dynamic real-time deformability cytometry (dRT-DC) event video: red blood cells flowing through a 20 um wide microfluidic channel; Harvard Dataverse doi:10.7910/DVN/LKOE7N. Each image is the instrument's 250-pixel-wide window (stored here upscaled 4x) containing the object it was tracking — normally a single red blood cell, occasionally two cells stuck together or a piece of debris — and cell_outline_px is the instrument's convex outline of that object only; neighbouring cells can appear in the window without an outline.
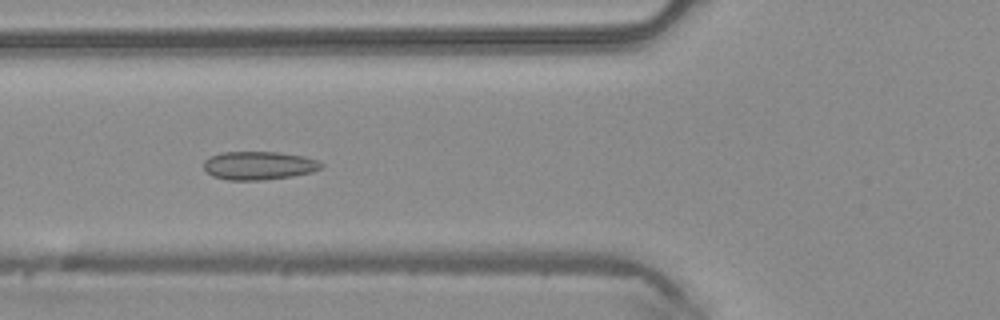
{"species": "common noctule bat (a hibernating species)", "species_latin": "Nyctalus noctula", "temperature_condition": "warm", "stored_images_in_passage": 47, "camera_frame_rate_fps": 3000, "um_per_image_px": 0.085, "animal": {"sex": "male", "body_mass_g": 20.4}, "frame": {"image": 1, "passage_image": 17, "time_ms": 5.333, "image_size_px": [1000, 320], "cell_outline_px": [[324, 168], [312, 172], [292, 176], [264, 180], [228, 180], [212, 176], [204, 168], [204, 160], [220, 152], [280, 152], [304, 156], [316, 160], [324, 164]], "centroid_in_image_um": [22.03, 14.07], "position_along_channel_um": 103.8, "area_um2": 19.54}}
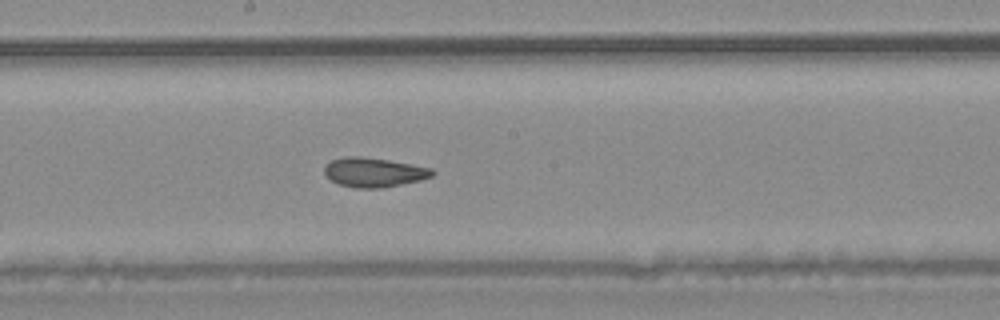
{"frame": {"image": 2, "passage_image": 25, "time_ms": 8.0, "image_size_px": [1000, 320], "cell_outline_px": [[436, 172], [432, 176], [420, 180], [380, 188], [356, 188], [340, 184], [332, 180], [324, 172], [324, 168], [332, 160], [344, 156], [360, 156], [388, 160], [412, 164], [432, 168]], "centroid_in_image_um": [31.81, 14.64], "position_along_channel_um": 216.4, "area_um2": 18.26}}
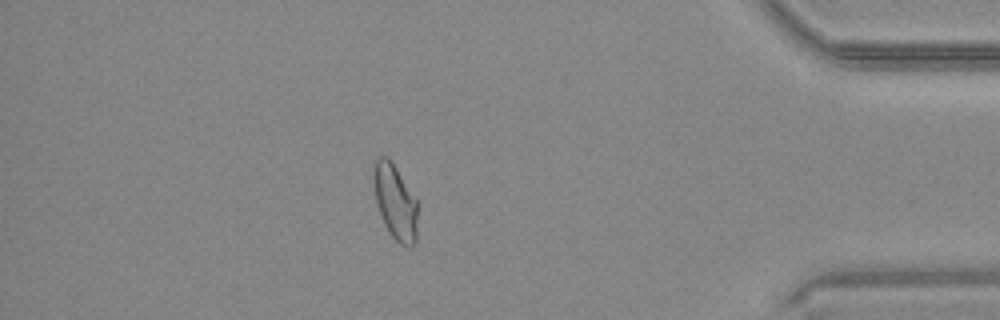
{"frame": {"image": 3, "passage_image": 41, "time_ms": 13.333, "image_size_px": [1000, 320], "cell_outline_px": [[416, 240], [408, 248], [400, 244], [388, 232], [384, 224], [376, 200], [372, 176], [372, 160], [376, 156], [384, 156], [396, 168], [416, 200]], "centroid_in_image_um": [33.54, 17.14], "position_along_channel_um": 401.7, "area_um2": 19.02}, "authors_computed_cell_mechanics": {"area_um2": 19.5364, "velocity_mm_per_s": 4.2174, "shape_relaxation_time_tau1_ms": null, "shape_relaxation_time_tau2_ms": 1.6073, "deformation_change_tau1": null, "deformation_change_tau2": 0.0707}}